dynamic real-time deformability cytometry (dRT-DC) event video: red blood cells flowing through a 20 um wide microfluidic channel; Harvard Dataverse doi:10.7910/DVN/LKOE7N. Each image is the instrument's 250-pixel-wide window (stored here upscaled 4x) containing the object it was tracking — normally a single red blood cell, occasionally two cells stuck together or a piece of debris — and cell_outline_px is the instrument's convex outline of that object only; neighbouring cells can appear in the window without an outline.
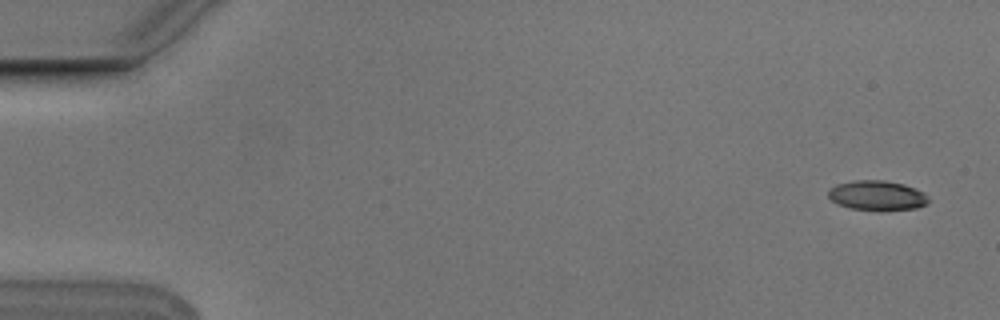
{"species": "Egyptian fruit bat (a non-hibernating species)", "species_latin": "Rousettus aegyptiacus", "temperature_condition": "cold", "stored_images_in_passage": 5, "camera_frame_rate_fps": 3000, "um_per_image_px": 0.085, "animal": {"sex": "male"}, "frame": {"image": 1, "passage_image": 1, "time_ms": 0.0, "image_size_px": [1000, 320], "cell_outline_px": [[928, 204], [916, 208], [880, 212], [876, 212], [848, 208], [836, 204], [828, 196], [828, 192], [836, 184], [852, 180], [884, 180], [904, 184], [924, 192], [928, 200]], "centroid_in_image_um": [74.54, 16.64], "position_along_channel_um": 10.5, "area_um2": 17.86}}
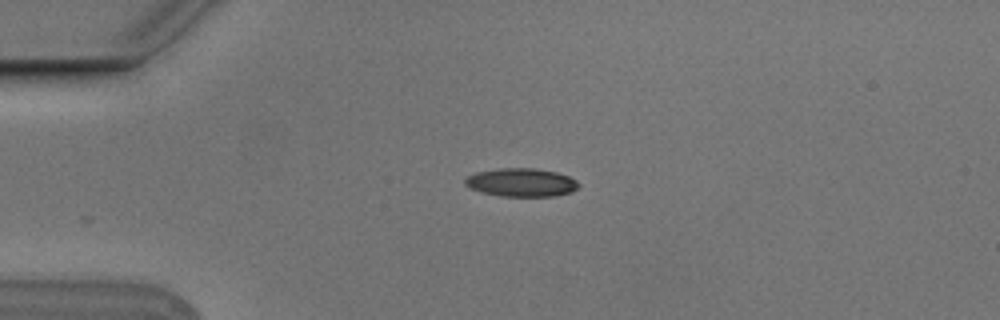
{"frame": {"image": 2, "passage_image": 4, "time_ms": 1.0, "image_size_px": [1000, 320], "cell_outline_px": [[580, 184], [572, 192], [556, 196], [500, 196], [484, 192], [472, 188], [464, 184], [464, 180], [468, 176], [476, 172], [500, 168], [532, 168], [556, 172], [568, 176], [576, 180]], "centroid_in_image_um": [44.33, 15.5], "position_along_channel_um": 40.7, "area_um2": 18.61}}